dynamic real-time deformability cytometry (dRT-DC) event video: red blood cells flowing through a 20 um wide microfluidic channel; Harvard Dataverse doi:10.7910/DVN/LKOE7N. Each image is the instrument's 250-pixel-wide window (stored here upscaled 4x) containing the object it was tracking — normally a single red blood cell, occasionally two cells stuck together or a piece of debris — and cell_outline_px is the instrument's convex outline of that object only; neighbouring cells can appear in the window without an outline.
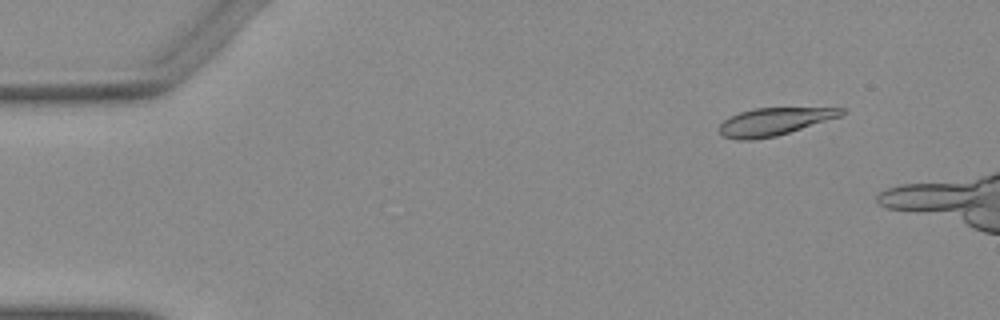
{"species": "Egyptian fruit bat (a non-hibernating species)", "species_latin": "Rousettus aegyptiacus", "temperature_condition": "warm", "stored_images_in_passage": 14, "camera_frame_rate_fps": 3000, "um_per_image_px": 0.085, "animal": {"sex": "female"}, "frame": {"image": 1, "passage_image": 4, "time_ms": 1.0, "image_size_px": [1000, 320], "cell_outline_px": [[844, 112], [840, 116], [776, 136], [752, 140], [740, 140], [724, 136], [716, 128], [728, 116], [752, 108], [844, 108]], "centroid_in_image_um": [65.73, 10.33], "position_along_channel_um": 19.3, "area_um2": 19.42}}